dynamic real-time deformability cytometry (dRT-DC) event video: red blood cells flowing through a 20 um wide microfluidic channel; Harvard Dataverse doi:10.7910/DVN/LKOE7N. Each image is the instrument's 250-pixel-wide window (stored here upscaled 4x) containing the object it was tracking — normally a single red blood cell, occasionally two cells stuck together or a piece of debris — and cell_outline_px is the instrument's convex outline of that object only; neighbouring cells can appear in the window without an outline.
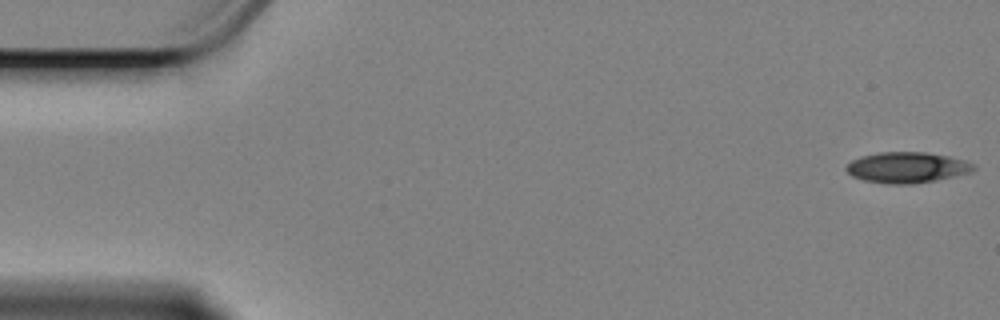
{"species": "Egyptian fruit bat (a non-hibernating species)", "species_latin": "Rousettus aegyptiacus", "temperature_condition": "cold", "stored_images_in_passage": 7, "camera_frame_rate_fps": 3000, "um_per_image_px": 0.085, "animal": {"sex": "female"}, "frame": {"image": 1, "passage_image": 1, "time_ms": 0.0, "image_size_px": [1000, 320], "cell_outline_px": [[976, 168], [972, 172], [936, 180], [912, 184], [888, 184], [864, 180], [852, 176], [844, 168], [852, 160], [860, 156], [880, 152], [924, 152], [948, 156], [964, 160], [976, 164]], "centroid_in_image_um": [77.1, 14.23], "position_along_channel_um": 7.9, "area_um2": 22.89}}